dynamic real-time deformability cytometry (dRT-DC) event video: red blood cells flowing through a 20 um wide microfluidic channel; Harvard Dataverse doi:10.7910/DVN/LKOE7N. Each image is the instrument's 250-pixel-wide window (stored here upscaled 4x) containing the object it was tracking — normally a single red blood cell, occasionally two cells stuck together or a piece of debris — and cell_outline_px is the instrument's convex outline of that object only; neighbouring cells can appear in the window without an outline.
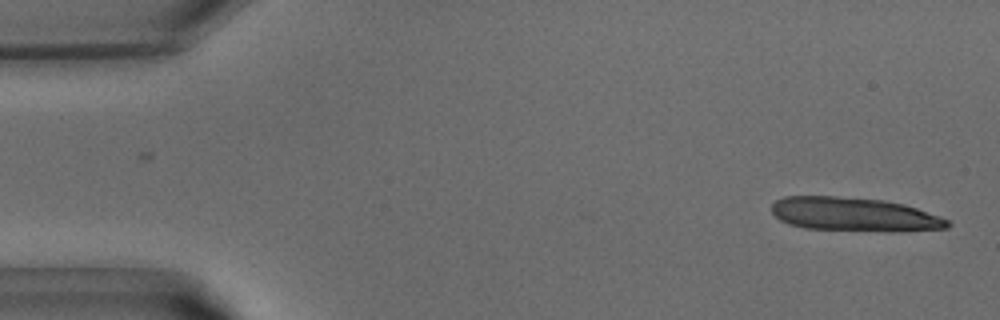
{"species": "common noctule bat (a hibernating species)", "species_latin": "Nyctalus noctula", "temperature_condition": "warm", "stored_images_in_passage": 39, "camera_frame_rate_fps": 3000, "um_per_image_px": 0.085, "animal": {"sex": "male", "body_mass_g": 15.6}, "frame": {"image": 1, "passage_image": 1, "time_ms": 0.0, "image_size_px": [1000, 320], "cell_outline_px": [[952, 224], [948, 228], [900, 232], [884, 232], [804, 228], [788, 224], [780, 220], [772, 212], [772, 204], [776, 200], [784, 196], [836, 196], [884, 200], [904, 204], [940, 216], [948, 220]], "centroid_in_image_um": [72.63, 18.24], "position_along_channel_um": 12.4, "area_um2": 35.08}}
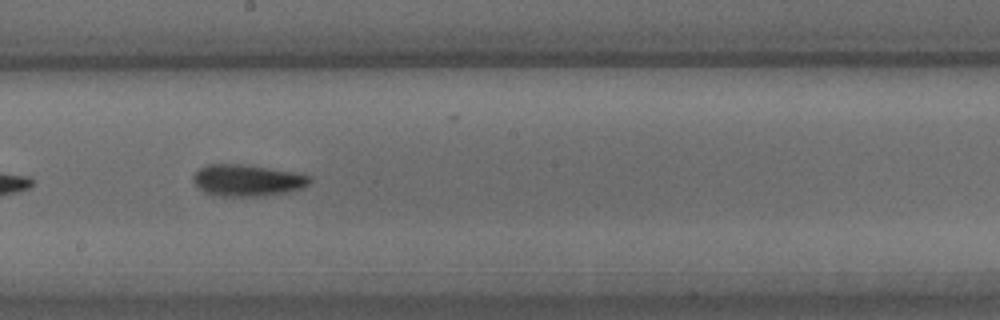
{"frame": {"image": 2, "passage_image": 21, "time_ms": 6.667, "image_size_px": [1000, 320], "cell_outline_px": [[312, 180], [304, 188], [288, 192], [264, 196], [216, 196], [204, 192], [192, 180], [192, 176], [200, 168], [208, 164], [240, 164], [292, 172], [312, 176]], "centroid_in_image_um": [21.02, 15.34], "position_along_channel_um": 227.2, "area_um2": 21.44}}
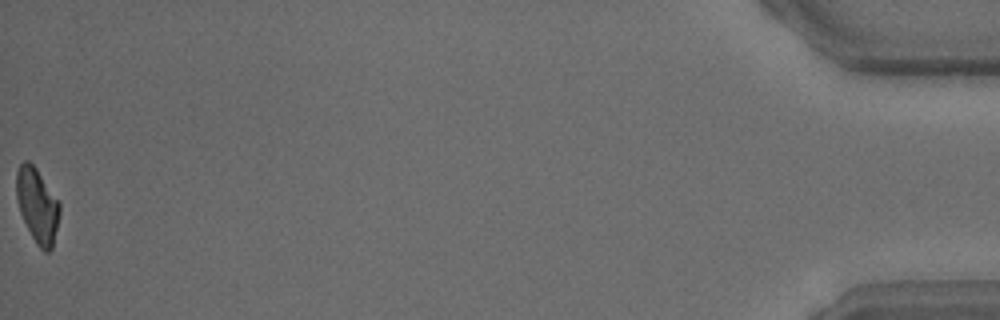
{"frame": {"image": 3, "passage_image": 39, "time_ms": 12.667, "image_size_px": [1000, 320], "cell_outline_px": [[60, 212], [52, 248], [48, 252], [44, 252], [36, 244], [20, 212], [16, 196], [16, 172], [20, 164], [24, 160], [28, 160], [36, 168], [60, 200]], "centroid_in_image_um": [3.18, 17.43], "position_along_channel_um": 432.0, "area_um2": 18.84}}